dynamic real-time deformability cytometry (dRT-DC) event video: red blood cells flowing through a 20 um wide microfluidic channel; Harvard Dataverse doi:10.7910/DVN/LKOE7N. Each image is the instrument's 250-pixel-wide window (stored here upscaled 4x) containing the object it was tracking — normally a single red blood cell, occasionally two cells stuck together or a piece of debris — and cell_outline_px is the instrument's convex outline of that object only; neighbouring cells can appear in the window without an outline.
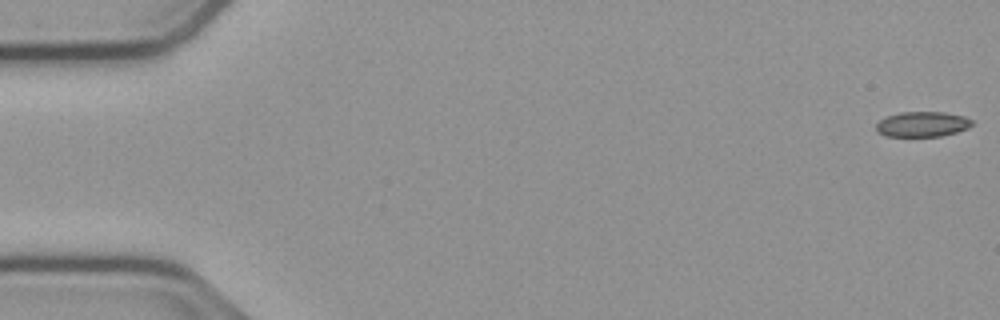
{"species": "common noctule bat (a hibernating species)", "species_latin": "Nyctalus noctula", "temperature_condition": "cold", "stored_images_in_passage": 12, "camera_frame_rate_fps": 3000, "um_per_image_px": 0.085, "animal": {"sex": "male", "body_mass_g": 23.1, "forearm_length_mm": 52.7}, "frame": {"image": 1, "passage_image": 1, "time_ms": 0.0, "image_size_px": [1000, 320], "cell_outline_px": [[972, 124], [968, 128], [956, 132], [940, 136], [884, 136], [876, 132], [876, 124], [880, 120], [888, 116], [900, 112], [944, 112], [964, 116], [972, 120]], "centroid_in_image_um": [78.38, 10.56], "position_along_channel_um": 6.6, "area_um2": 14.05}}